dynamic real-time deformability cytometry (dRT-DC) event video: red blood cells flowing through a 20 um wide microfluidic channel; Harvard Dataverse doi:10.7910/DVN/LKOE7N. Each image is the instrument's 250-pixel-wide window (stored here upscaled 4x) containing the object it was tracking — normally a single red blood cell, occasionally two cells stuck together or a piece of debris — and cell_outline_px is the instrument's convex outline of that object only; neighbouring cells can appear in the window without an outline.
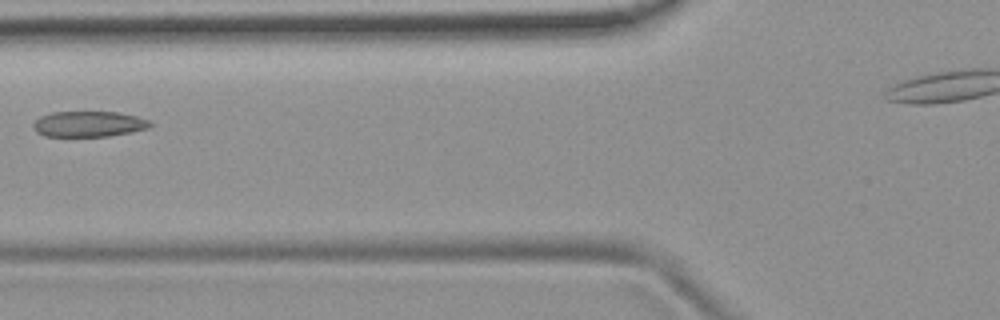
{"species": "common noctule bat (a hibernating species)", "species_latin": "Nyctalus noctula", "temperature_condition": "room temperature", "stored_images_in_passage": 5, "camera_frame_rate_fps": 3000, "um_per_image_px": 0.085, "animal": {"sex": "female", "body_mass_g": 19.9}, "frame": {"image": 1, "passage_image": 4, "time_ms": 1.0, "image_size_px": [1000, 320], "cell_outline_px": [[152, 124], [148, 128], [132, 132], [108, 136], [44, 136], [36, 132], [32, 128], [32, 124], [40, 116], [52, 112], [120, 112], [152, 120]], "centroid_in_image_um": [7.55, 10.54], "position_along_channel_um": 118.3, "area_um2": 17.63}}
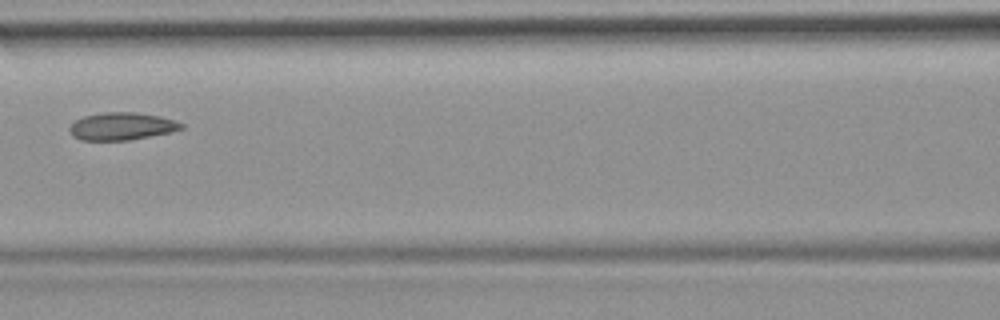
{"frame": {"image": 2, "passage_image": 5, "time_ms": 1.333, "image_size_px": [1000, 320], "cell_outline_px": [[184, 128], [172, 132], [128, 140], [80, 140], [72, 136], [68, 128], [76, 120], [84, 116], [104, 112], [136, 112], [160, 116], [184, 124]], "centroid_in_image_um": [10.34, 10.73], "position_along_channel_um": 156.3, "area_um2": 17.92}}